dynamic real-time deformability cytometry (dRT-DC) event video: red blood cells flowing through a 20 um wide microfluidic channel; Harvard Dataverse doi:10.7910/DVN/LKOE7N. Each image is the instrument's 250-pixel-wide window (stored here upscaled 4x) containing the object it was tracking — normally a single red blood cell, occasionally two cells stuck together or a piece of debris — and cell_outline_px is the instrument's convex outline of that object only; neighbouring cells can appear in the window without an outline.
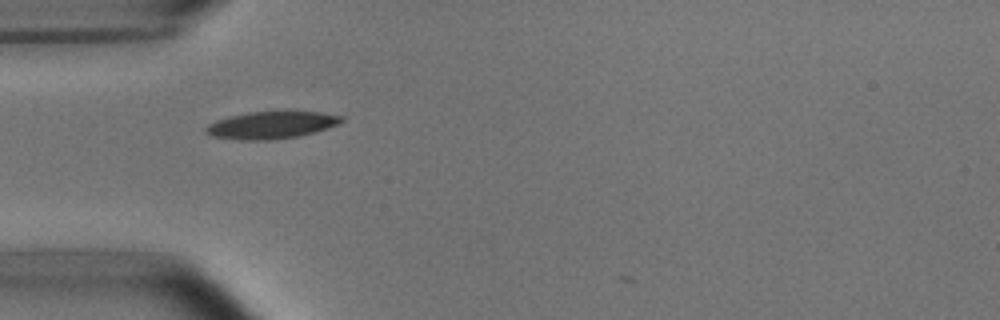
{"species": "common noctule bat (a hibernating species)", "species_latin": "Nyctalus noctula", "temperature_condition": "room temperature", "stored_images_in_passage": 5, "camera_frame_rate_fps": 3000, "um_per_image_px": 0.085, "animal": {"sex": "male", "body_mass_g": 15.6}, "frame": {"image": 1, "passage_image": 1, "time_ms": 0.0, "image_size_px": [1000, 320], "cell_outline_px": [[344, 120], [340, 124], [328, 128], [296, 136], [272, 140], [240, 140], [212, 136], [204, 132], [204, 128], [208, 124], [216, 120], [228, 116], [248, 112], [320, 112], [344, 116]], "centroid_in_image_um": [23.04, 10.63], "position_along_channel_um": 62.0, "area_um2": 21.5}}